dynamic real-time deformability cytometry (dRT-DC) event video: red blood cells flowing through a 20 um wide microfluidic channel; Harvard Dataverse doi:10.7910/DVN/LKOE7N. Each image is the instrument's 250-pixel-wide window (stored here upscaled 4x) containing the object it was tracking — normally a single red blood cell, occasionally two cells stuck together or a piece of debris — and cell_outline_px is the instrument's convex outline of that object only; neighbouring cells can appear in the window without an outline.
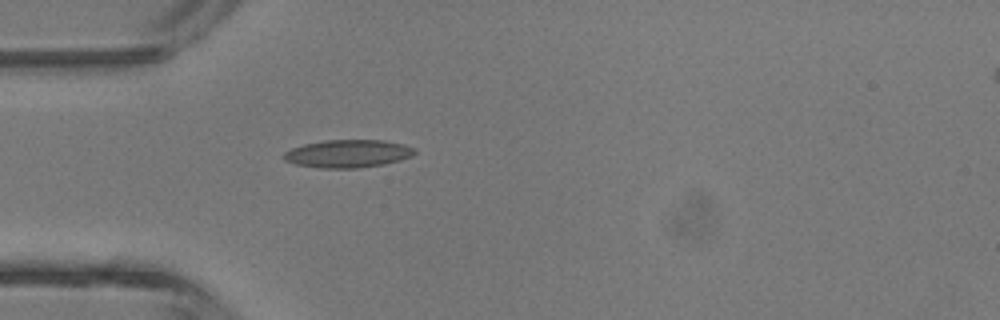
{"species": "common noctule bat (a hibernating species)", "species_latin": "Nyctalus noctula", "temperature_condition": "room temperature", "stored_images_in_passage": 5, "camera_frame_rate_fps": 3000, "um_per_image_px": 0.085, "animal": {"sex": "male", "body_mass_g": 13.3}, "frame": {"image": 1, "passage_image": 4, "time_ms": 3.667, "image_size_px": [1000, 320], "cell_outline_px": [[416, 152], [412, 156], [400, 160], [384, 164], [356, 168], [320, 168], [296, 164], [284, 160], [280, 156], [284, 152], [292, 148], [304, 144], [324, 140], [380, 140], [404, 144], [416, 148]], "centroid_in_image_um": [29.56, 13.06], "position_along_channel_um": 55.4, "area_um2": 21.33}}